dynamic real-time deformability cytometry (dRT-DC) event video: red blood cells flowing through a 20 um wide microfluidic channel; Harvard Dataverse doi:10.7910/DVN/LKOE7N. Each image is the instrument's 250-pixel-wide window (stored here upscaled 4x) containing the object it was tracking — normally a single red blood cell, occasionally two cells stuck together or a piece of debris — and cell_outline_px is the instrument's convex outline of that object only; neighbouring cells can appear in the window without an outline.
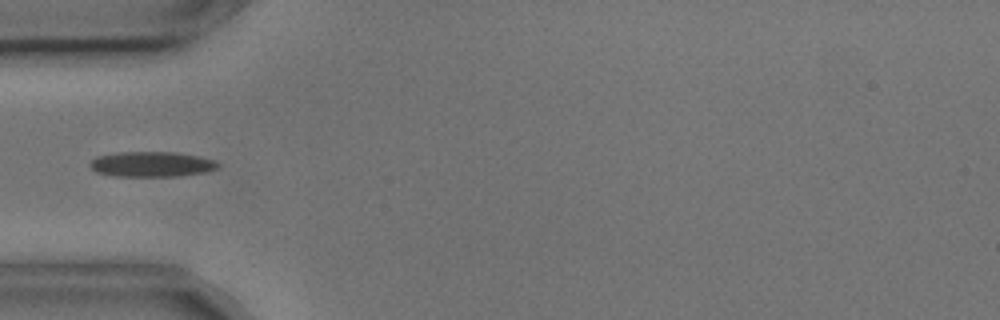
{"species": "common noctule bat (a hibernating species)", "species_latin": "Nyctalus noctula", "temperature_condition": "cold", "stored_images_in_passage": 7, "camera_frame_rate_fps": 3000, "um_per_image_px": 0.085, "animal": {"sex": "male", "body_mass_g": 17.9, "forearm_length_mm": 54.2}, "frame": {"image": 1, "passage_image": 4, "time_ms": 1.0, "image_size_px": [1000, 320], "cell_outline_px": [[220, 164], [216, 168], [204, 172], [176, 176], [112, 176], [96, 172], [88, 164], [96, 156], [116, 152], [176, 152], [196, 156], [212, 160]], "centroid_in_image_um": [12.81, 13.95], "position_along_channel_um": 72.2, "area_um2": 18.67}}
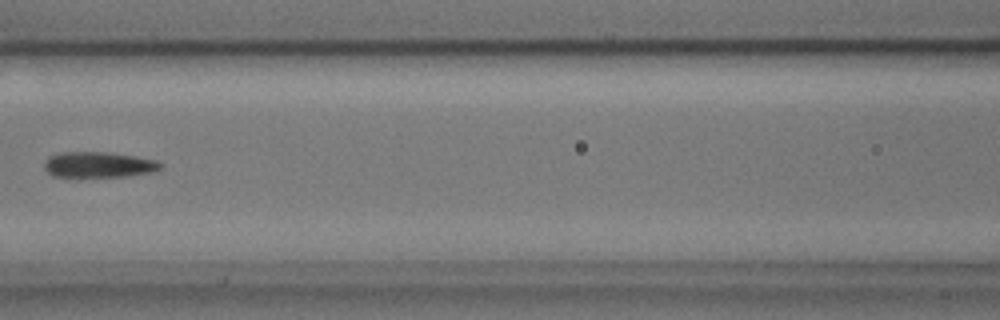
{"frame": {"image": 2, "passage_image": 6, "time_ms": 1.667, "image_size_px": [1000, 320], "cell_outline_px": [[164, 164], [160, 168], [152, 172], [124, 176], [72, 180], [52, 176], [44, 168], [44, 160], [48, 156], [60, 152], [108, 152], [136, 156], [156, 160]], "centroid_in_image_um": [8.29, 14.04], "position_along_channel_um": 158.3, "area_um2": 18.38}}
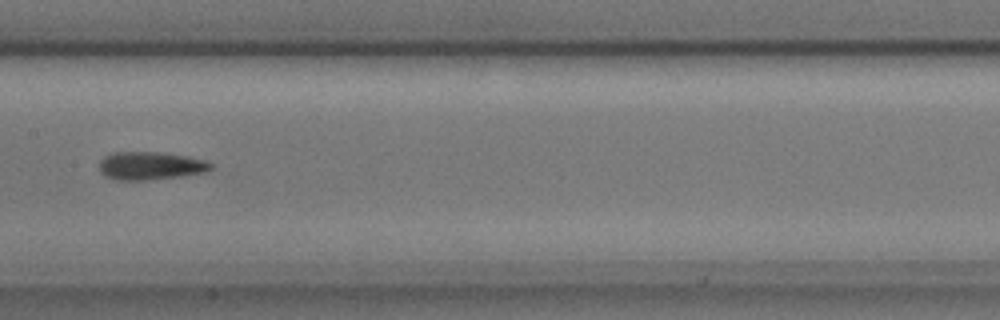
{"frame": {"image": 3, "passage_image": 7, "time_ms": 2.0, "image_size_px": [1000, 320], "cell_outline_px": [[212, 168], [204, 172], [180, 176], [144, 180], [116, 180], [104, 176], [100, 172], [100, 160], [104, 156], [112, 152], [160, 152], [188, 156], [204, 160], [212, 164]], "centroid_in_image_um": [12.75, 14.08], "position_along_channel_um": 194.7, "area_um2": 18.21}}